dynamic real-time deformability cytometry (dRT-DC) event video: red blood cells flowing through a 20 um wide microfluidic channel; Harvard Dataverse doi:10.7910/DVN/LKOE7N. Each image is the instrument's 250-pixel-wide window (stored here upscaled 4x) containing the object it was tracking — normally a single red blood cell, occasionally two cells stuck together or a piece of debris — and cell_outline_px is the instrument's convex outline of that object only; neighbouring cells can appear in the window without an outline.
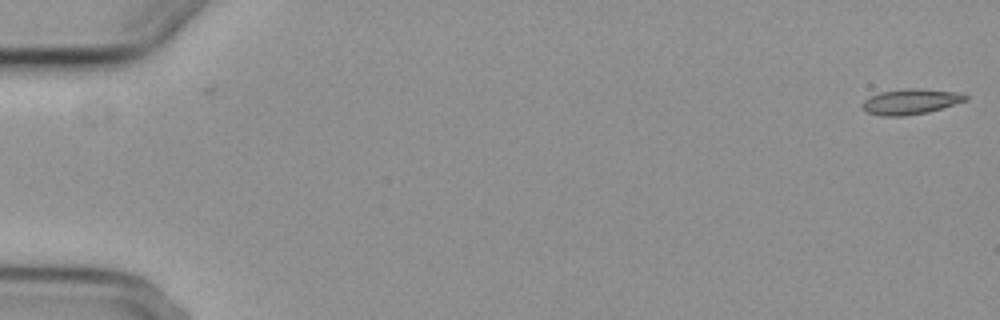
{"species": "common noctule bat (a hibernating species)", "species_latin": "Nyctalus noctula", "temperature_condition": "cold", "stored_images_in_passage": 9, "camera_frame_rate_fps": 3000, "um_per_image_px": 0.085, "animal": {"sex": "female", "body_mass_g": 29.2, "forearm_length_mm": 56.3}, "frame": {"image": 1, "passage_image": 1, "time_ms": 0.0, "image_size_px": [1000, 320], "cell_outline_px": [[968, 100], [928, 112], [904, 116], [884, 116], [868, 112], [864, 108], [864, 100], [880, 92], [912, 88], [956, 92], [968, 96]], "centroid_in_image_um": [77.44, 8.64], "position_along_channel_um": 7.6, "area_um2": 14.85}}
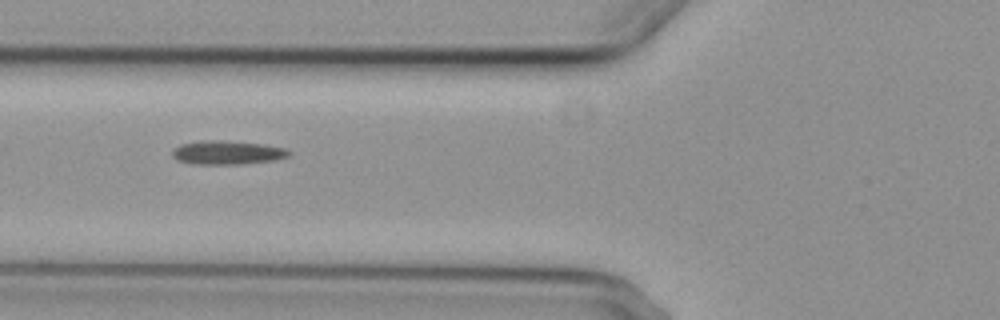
{"frame": {"image": 2, "passage_image": 7, "time_ms": 7.0, "image_size_px": [1000, 320], "cell_outline_px": [[292, 152], [288, 156], [276, 160], [240, 164], [192, 164], [176, 160], [172, 156], [172, 148], [180, 144], [200, 140], [220, 140], [264, 144], [284, 148]], "centroid_in_image_um": [19.27, 12.96], "position_along_channel_um": 106.5, "area_um2": 16.36}}
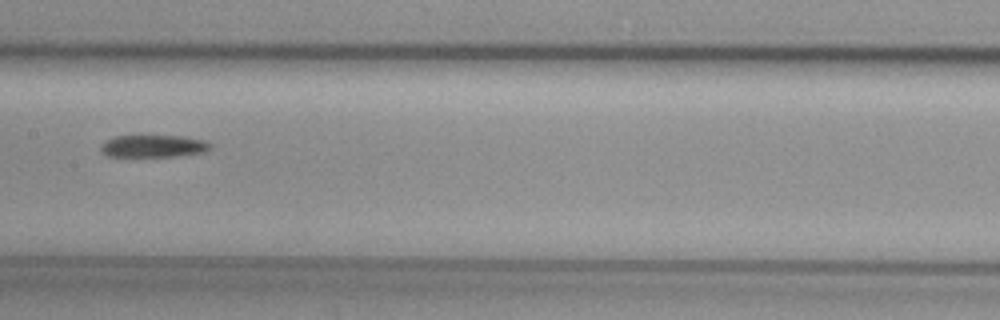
{"frame": {"image": 3, "passage_image": 9, "time_ms": 9.333, "image_size_px": [1000, 320], "cell_outline_px": [[212, 148], [204, 152], [176, 156], [108, 156], [100, 148], [100, 144], [116, 136], [180, 136], [204, 140], [212, 144]], "centroid_in_image_um": [13.08, 12.42], "position_along_channel_um": 194.3, "area_um2": 14.05}}